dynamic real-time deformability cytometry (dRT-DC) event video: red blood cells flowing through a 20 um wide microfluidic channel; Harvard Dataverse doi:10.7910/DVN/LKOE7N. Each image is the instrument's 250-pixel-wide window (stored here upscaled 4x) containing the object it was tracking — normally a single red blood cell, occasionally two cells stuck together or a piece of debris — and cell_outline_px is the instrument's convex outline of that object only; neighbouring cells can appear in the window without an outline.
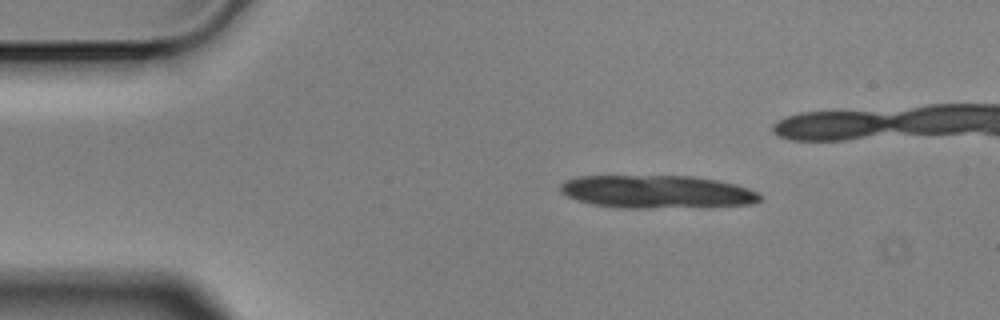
{"species": "Egyptian fruit bat (a non-hibernating species)", "species_latin": "Rousettus aegyptiacus", "temperature_condition": "cold", "stored_images_in_passage": 4, "camera_frame_rate_fps": 3000, "um_per_image_px": 0.085, "animal": {"sex": "male"}, "frame": {"image": 1, "passage_image": 2, "time_ms": 0.333, "image_size_px": [1000, 320], "cell_outline_px": [[760, 200], [752, 204], [652, 208], [616, 208], [592, 204], [568, 196], [560, 192], [560, 184], [564, 180], [576, 176], [692, 176], [716, 180], [736, 184], [760, 192]], "centroid_in_image_um": [55.8, 16.29], "position_along_channel_um": 29.2, "area_um2": 38.26}}